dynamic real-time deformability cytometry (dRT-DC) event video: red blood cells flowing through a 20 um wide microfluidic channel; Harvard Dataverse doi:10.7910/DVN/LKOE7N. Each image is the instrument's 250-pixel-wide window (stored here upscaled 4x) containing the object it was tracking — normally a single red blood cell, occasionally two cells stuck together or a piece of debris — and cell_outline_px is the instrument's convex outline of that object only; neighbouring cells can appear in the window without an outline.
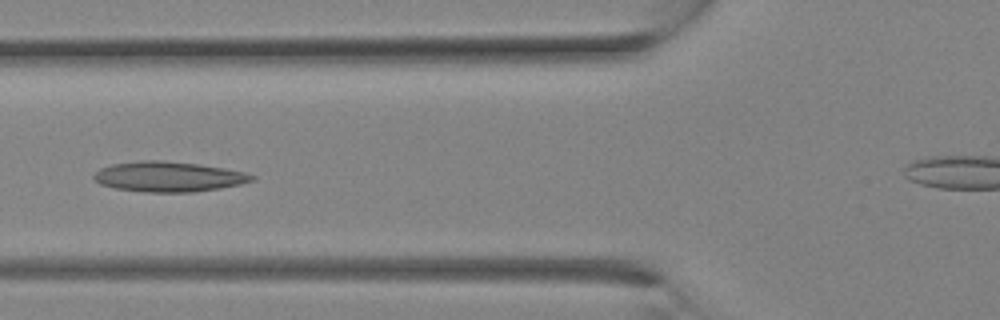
{"species": "Egyptian fruit bat (a non-hibernating species)", "species_latin": "Rousettus aegyptiacus", "temperature_condition": "room temperature", "stored_images_in_passage": 13, "camera_frame_rate_fps": 3000, "um_per_image_px": 0.085, "animal": {"sex": "female"}, "frame": {"image": 1, "passage_image": 10, "time_ms": 3.0, "image_size_px": [1000, 320], "cell_outline_px": [[256, 176], [252, 180], [240, 184], [220, 188], [192, 192], [144, 192], [116, 188], [100, 184], [92, 176], [100, 168], [112, 164], [140, 160], [164, 160], [196, 164], [224, 168], [244, 172]], "centroid_in_image_um": [14.3, 15.01], "position_along_channel_um": 111.5, "area_um2": 27.63}}
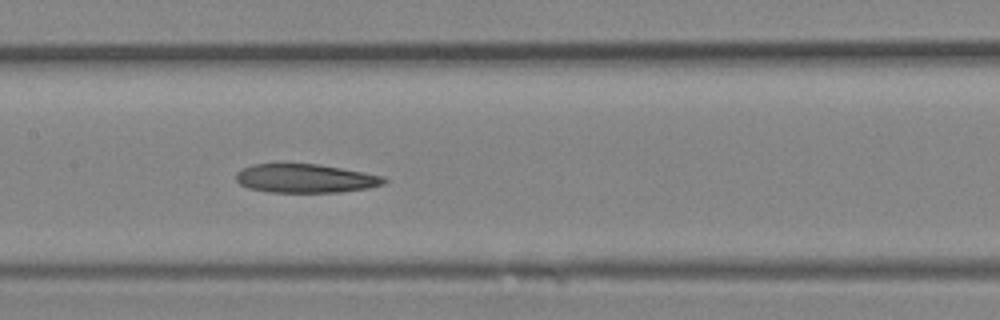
{"frame": {"image": 2, "passage_image": 13, "time_ms": 4.0, "image_size_px": [1000, 320], "cell_outline_px": [[388, 180], [384, 184], [368, 188], [340, 192], [268, 192], [248, 188], [240, 184], [236, 180], [236, 172], [240, 168], [252, 164], [320, 164], [364, 172], [384, 176]], "centroid_in_image_um": [25.95, 15.16], "position_along_channel_um": 181.4, "area_um2": 24.97}}